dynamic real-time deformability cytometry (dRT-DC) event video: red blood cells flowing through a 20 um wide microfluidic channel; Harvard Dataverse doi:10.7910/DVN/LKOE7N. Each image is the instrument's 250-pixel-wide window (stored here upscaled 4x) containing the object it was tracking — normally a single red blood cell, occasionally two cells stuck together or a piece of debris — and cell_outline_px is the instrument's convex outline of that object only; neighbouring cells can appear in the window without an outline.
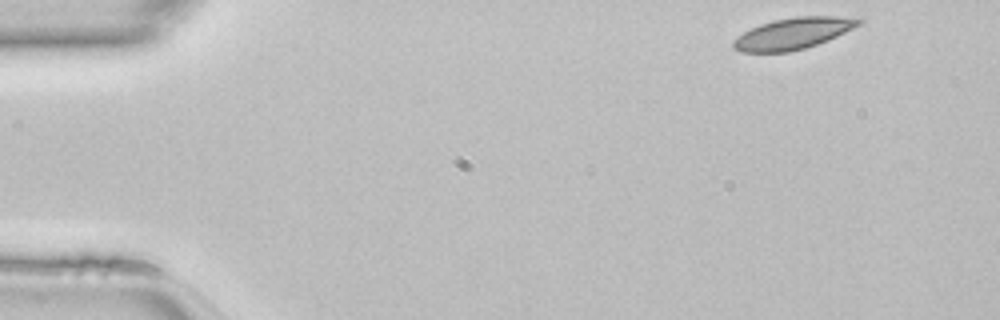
{"species": "common noctule bat (a hibernating species)", "species_latin": "Nyctalus noctula", "temperature_condition": "room temperature", "stored_images_in_passage": 44, "camera_frame_rate_fps": 3000, "um_per_image_px": 0.085, "animal": {"sex": "female", "body_mass_g": 22.7, "forearm_length_mm": 54.2}, "frame": {"image": 1, "passage_image": 1, "time_ms": 0.0, "image_size_px": [1000, 320], "cell_outline_px": [[864, 20], [860, 24], [828, 40], [804, 48], [788, 52], [740, 52], [732, 48], [732, 40], [744, 32], [760, 24], [776, 20], [796, 16], [836, 16]], "centroid_in_image_um": [67.36, 2.85], "position_along_channel_um": 17.6, "area_um2": 22.6}}
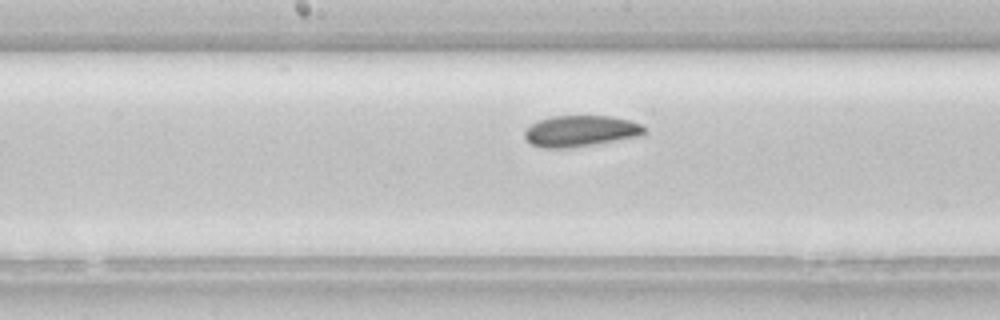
{"frame": {"image": 2, "passage_image": 21, "time_ms": 6.667, "image_size_px": [1000, 320], "cell_outline_px": [[648, 132], [644, 136], [568, 148], [540, 148], [532, 144], [524, 136], [524, 132], [532, 124], [540, 120], [552, 116], [612, 116], [628, 120], [640, 124]], "centroid_in_image_um": [49.39, 11.14], "position_along_channel_um": 198.8, "area_um2": 21.73}}
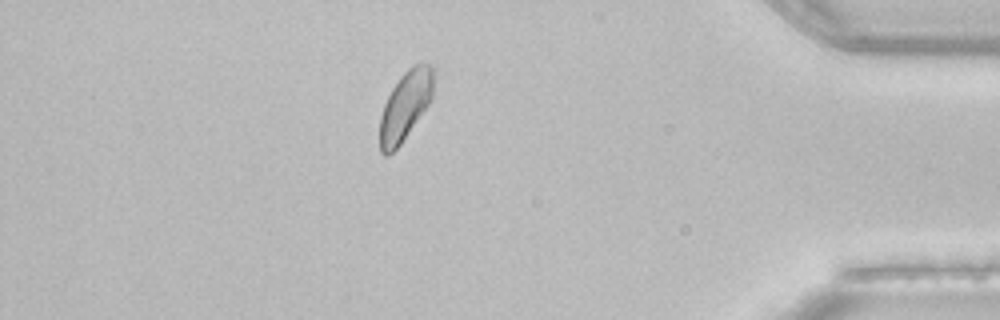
{"frame": {"image": 3, "passage_image": 38, "time_ms": 12.333, "image_size_px": [1000, 320], "cell_outline_px": [[432, 100], [400, 144], [388, 156], [384, 156], [380, 152], [380, 116], [384, 104], [392, 88], [400, 76], [412, 64], [432, 64]], "centroid_in_image_um": [34.43, 9.0], "position_along_channel_um": 400.8, "area_um2": 21.39}}